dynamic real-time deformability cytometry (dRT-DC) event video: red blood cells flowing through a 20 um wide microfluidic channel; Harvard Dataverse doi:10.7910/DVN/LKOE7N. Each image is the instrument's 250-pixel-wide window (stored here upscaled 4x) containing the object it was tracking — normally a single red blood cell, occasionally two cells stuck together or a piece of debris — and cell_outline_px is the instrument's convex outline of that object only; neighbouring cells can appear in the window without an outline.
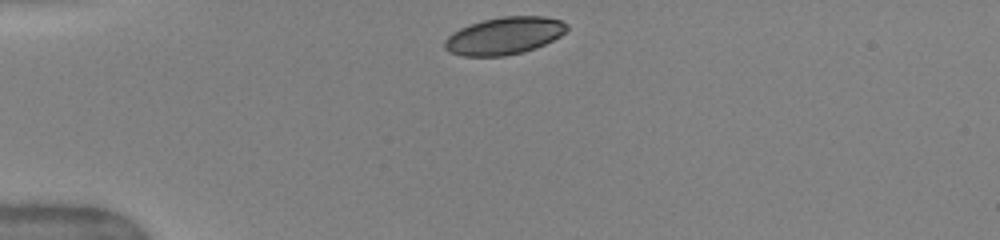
{"species": "human", "species_latin": "Homo sapiens", "temperature_condition": "warm", "stored_images_in_passage": 39, "camera_frame_rate_fps": 3000, "um_per_image_px": 0.085, "donor": {"sex": "female"}, "frame": {"image": 1, "passage_image": 1, "time_ms": 0.0, "image_size_px": [1000, 240], "cell_outline_px": [[568, 28], [560, 36], [536, 48], [524, 52], [504, 56], [464, 56], [448, 52], [444, 48], [444, 40], [452, 32], [468, 24], [500, 16], [544, 16], [560, 20], [568, 24]], "centroid_in_image_um": [42.84, 3.04], "position_along_channel_um": 42.2, "area_um2": 26.76}}
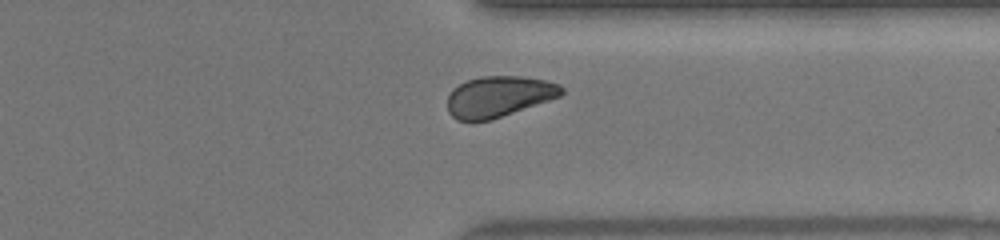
{"frame": {"image": 2, "passage_image": 28, "time_ms": 9.0, "image_size_px": [1000, 240], "cell_outline_px": [[564, 92], [560, 96], [492, 120], [472, 124], [456, 120], [448, 112], [448, 96], [452, 88], [468, 80], [480, 76], [520, 76], [544, 80], [560, 84], [564, 88]], "centroid_in_image_um": [42.35, 8.24], "position_along_channel_um": 369.1, "area_um2": 27.63}, "authors_computed_cell_mechanics": {"area_um2": 27.8596, "velocity_mm_per_s": 4.028, "shape_relaxation_time_tau1_ms": 3.9345, "shape_relaxation_time_tau2_ms": null, "deformation_change_tau1": 0.0893, "deformation_change_tau2": null}}